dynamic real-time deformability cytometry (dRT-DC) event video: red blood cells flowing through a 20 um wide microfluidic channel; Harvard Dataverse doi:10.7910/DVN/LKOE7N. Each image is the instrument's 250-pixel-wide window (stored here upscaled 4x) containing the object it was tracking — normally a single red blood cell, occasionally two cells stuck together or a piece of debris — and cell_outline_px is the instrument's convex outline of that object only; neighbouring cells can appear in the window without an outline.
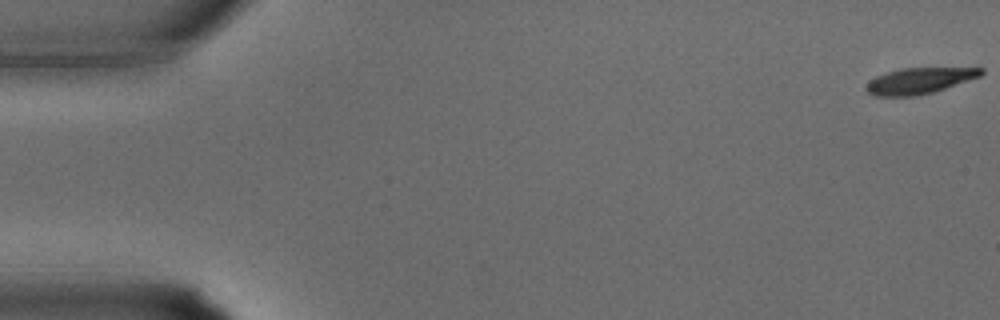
{"species": "common noctule bat (a hibernating species)", "species_latin": "Nyctalus noctula", "temperature_condition": "warm", "stored_images_in_passage": 7, "camera_frame_rate_fps": 3000, "um_per_image_px": 0.085, "animal": {"sex": "male", "body_mass_g": 15.6}, "frame": {"image": 1, "passage_image": 1, "time_ms": 0.0, "image_size_px": [1000, 320], "cell_outline_px": [[984, 72], [980, 76], [932, 92], [916, 96], [876, 96], [868, 92], [864, 88], [868, 80], [876, 76], [900, 68], [984, 68]], "centroid_in_image_um": [78.09, 6.86], "position_along_channel_um": 6.9, "area_um2": 17.22}}